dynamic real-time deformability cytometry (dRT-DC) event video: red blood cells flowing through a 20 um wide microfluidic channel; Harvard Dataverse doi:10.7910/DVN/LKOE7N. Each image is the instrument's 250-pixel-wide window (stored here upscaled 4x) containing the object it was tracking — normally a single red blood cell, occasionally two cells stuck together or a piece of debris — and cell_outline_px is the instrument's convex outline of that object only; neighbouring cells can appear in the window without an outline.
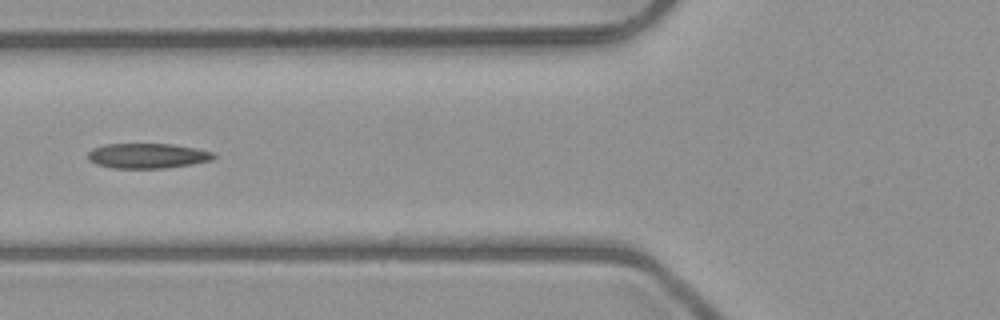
{"species": "common noctule bat (a hibernating species)", "species_latin": "Nyctalus noctula", "temperature_condition": "room temperature", "stored_images_in_passage": 6, "camera_frame_rate_fps": 3000, "um_per_image_px": 0.085, "animal": {"sex": "male", "body_mass_g": 23.1, "forearm_length_mm": 52.7}, "frame": {"image": 1, "passage_image": 5, "time_ms": 5.667, "image_size_px": [1000, 320], "cell_outline_px": [[216, 156], [212, 160], [192, 164], [164, 168], [112, 168], [96, 164], [88, 160], [88, 152], [92, 148], [104, 144], [172, 144], [196, 148], [216, 152]], "centroid_in_image_um": [12.54, 13.24], "position_along_channel_um": 113.3, "area_um2": 18.5}}
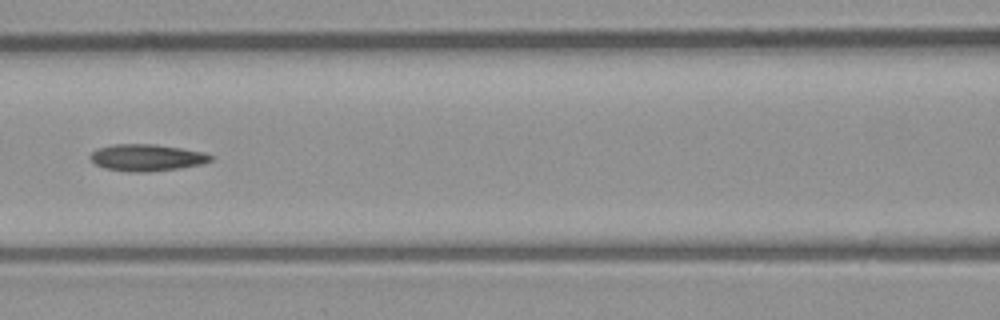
{"frame": {"image": 2, "passage_image": 6, "time_ms": 6.667, "image_size_px": [1000, 320], "cell_outline_px": [[212, 160], [200, 164], [180, 168], [148, 172], [128, 172], [104, 168], [96, 164], [88, 156], [96, 148], [112, 144], [156, 144], [204, 152], [212, 156]], "centroid_in_image_um": [12.43, 13.39], "position_along_channel_um": 154.2, "area_um2": 18.84}}